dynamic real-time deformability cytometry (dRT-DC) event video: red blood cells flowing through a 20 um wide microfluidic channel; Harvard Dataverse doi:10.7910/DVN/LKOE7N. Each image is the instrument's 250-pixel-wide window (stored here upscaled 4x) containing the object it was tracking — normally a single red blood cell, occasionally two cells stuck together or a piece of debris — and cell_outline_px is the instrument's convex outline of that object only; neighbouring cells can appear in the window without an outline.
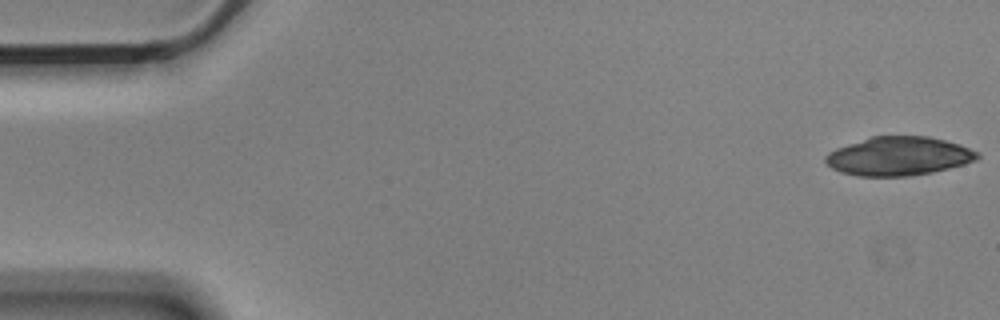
{"species": "Egyptian fruit bat (a non-hibernating species)", "species_latin": "Rousettus aegyptiacus", "temperature_condition": "cold", "stored_images_in_passage": 8, "camera_frame_rate_fps": 3000, "um_per_image_px": 0.085, "animal": {"sex": "male"}, "frame": {"image": 1, "passage_image": 1, "time_ms": 0.0, "image_size_px": [1000, 320], "cell_outline_px": [[980, 156], [976, 160], [964, 164], [932, 172], [908, 176], [856, 176], [840, 172], [832, 168], [824, 160], [824, 156], [828, 152], [836, 148], [872, 136], [928, 136], [944, 140], [980, 152]], "centroid_in_image_um": [76.36, 13.28], "position_along_channel_um": 8.6, "area_um2": 34.16}}